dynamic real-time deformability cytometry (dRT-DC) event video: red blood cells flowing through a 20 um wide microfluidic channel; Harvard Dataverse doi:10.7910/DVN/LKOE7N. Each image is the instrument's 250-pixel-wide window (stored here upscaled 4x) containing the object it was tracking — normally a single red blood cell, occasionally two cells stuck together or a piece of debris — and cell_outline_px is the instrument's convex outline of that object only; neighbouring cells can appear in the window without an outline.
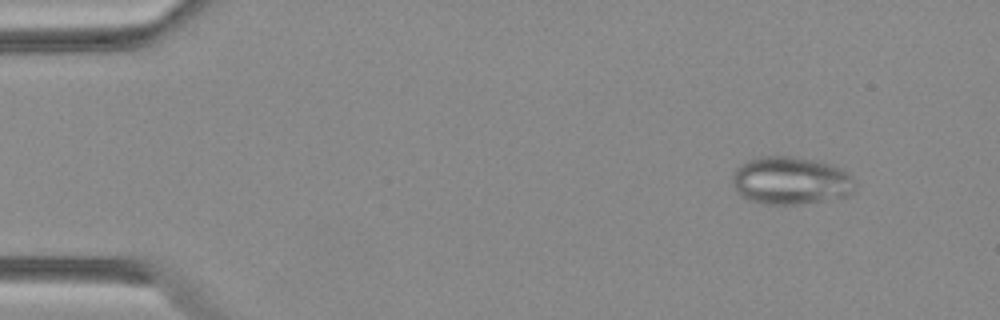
{"species": "Egyptian fruit bat (a non-hibernating species)", "species_latin": "Rousettus aegyptiacus", "temperature_condition": "warm", "stored_images_in_passage": 49, "camera_frame_rate_fps": 3000, "um_per_image_px": 0.085, "animal": {"sex": "female"}, "frame": {"image": 1, "passage_image": 5, "time_ms": 1.333, "image_size_px": [1000, 320], "cell_outline_px": [[856, 188], [848, 196], [800, 204], [764, 204], [748, 200], [740, 196], [736, 192], [732, 184], [732, 176], [736, 168], [740, 164], [748, 160], [760, 156], [792, 156], [816, 160], [840, 168], [852, 176], [856, 180]], "centroid_in_image_um": [67.2, 15.35], "position_along_channel_um": 17.8, "area_um2": 34.56}}
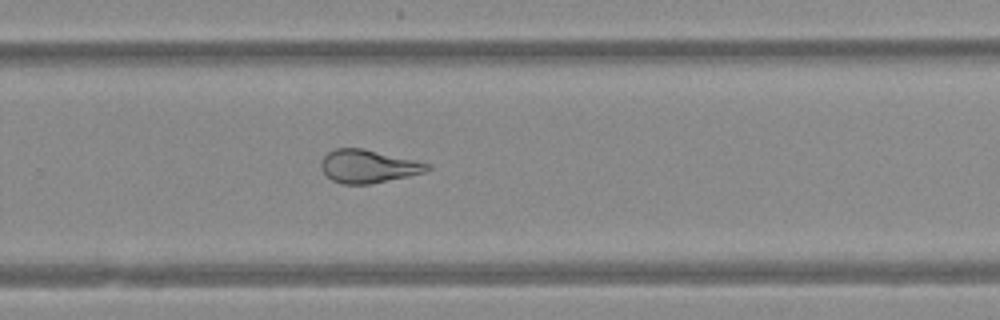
{"frame": {"image": 2, "passage_image": 33, "time_ms": 10.667, "image_size_px": [1000, 320], "cell_outline_px": [[432, 168], [424, 172], [408, 176], [368, 184], [344, 184], [332, 180], [324, 172], [320, 164], [320, 160], [328, 152], [336, 148], [364, 148], [432, 164]], "centroid_in_image_um": [31.3, 14.12], "position_along_channel_um": 298.5, "area_um2": 20.4}}
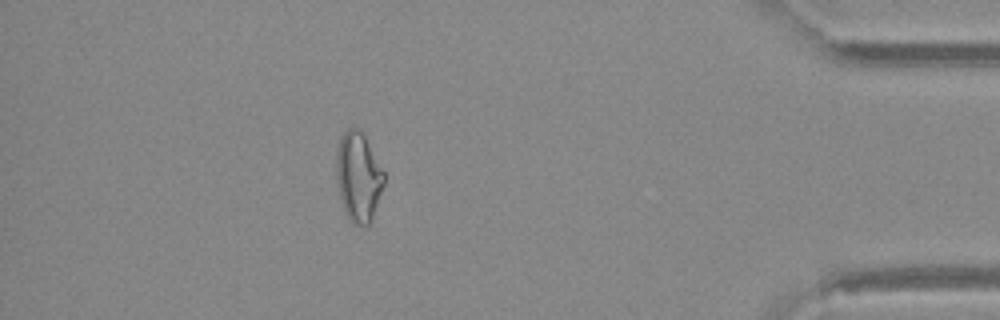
{"frame": {"image": 3, "passage_image": 44, "time_ms": 14.333, "image_size_px": [1000, 320], "cell_outline_px": [[384, 184], [372, 220], [364, 228], [352, 224], [344, 212], [340, 196], [336, 176], [336, 152], [340, 136], [348, 128], [360, 128], [384, 172]], "centroid_in_image_um": [30.45, 15.06], "position_along_channel_um": 404.8, "area_um2": 25.03}}